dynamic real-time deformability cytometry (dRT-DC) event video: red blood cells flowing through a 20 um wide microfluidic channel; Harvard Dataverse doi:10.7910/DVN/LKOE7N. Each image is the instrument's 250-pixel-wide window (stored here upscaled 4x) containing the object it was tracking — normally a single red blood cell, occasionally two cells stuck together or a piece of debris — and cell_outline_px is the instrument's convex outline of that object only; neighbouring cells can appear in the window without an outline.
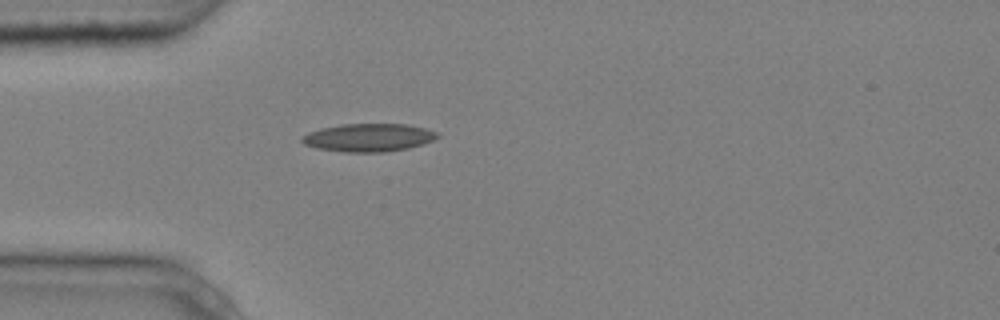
{"species": "common noctule bat (a hibernating species)", "species_latin": "Nyctalus noctula", "temperature_condition": "cold", "stored_images_in_passage": 4, "camera_frame_rate_fps": 3000, "um_per_image_px": 0.085, "animal": {"sex": "male", "body_mass_g": 20.4}, "frame": {"image": 1, "passage_image": 4, "time_ms": 1.0, "image_size_px": [1000, 320], "cell_outline_px": [[440, 136], [432, 140], [408, 148], [384, 152], [344, 152], [316, 148], [304, 144], [300, 140], [300, 136], [308, 132], [320, 128], [344, 124], [408, 124], [424, 128], [436, 132]], "centroid_in_image_um": [31.27, 11.69], "position_along_channel_um": 53.7, "area_um2": 22.08}}